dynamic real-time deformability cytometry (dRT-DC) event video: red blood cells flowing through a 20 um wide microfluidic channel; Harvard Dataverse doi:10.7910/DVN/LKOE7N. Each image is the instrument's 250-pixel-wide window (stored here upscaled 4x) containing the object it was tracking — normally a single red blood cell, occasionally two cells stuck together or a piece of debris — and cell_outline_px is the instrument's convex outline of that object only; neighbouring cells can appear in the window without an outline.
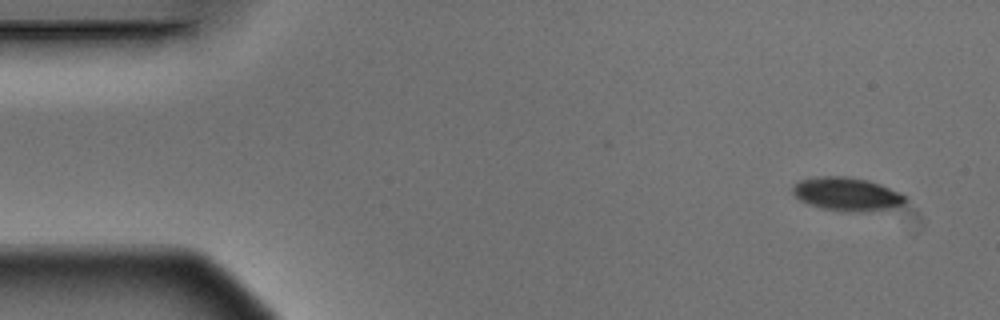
{"species": "Egyptian fruit bat (a non-hibernating species)", "species_latin": "Rousettus aegyptiacus", "temperature_condition": "warm", "stored_images_in_passage": 4, "camera_frame_rate_fps": 3000, "um_per_image_px": 0.085, "animal": {"sex": "male"}, "frame": {"image": 1, "passage_image": 1, "time_ms": 0.0, "image_size_px": [1000, 320], "cell_outline_px": [[908, 200], [904, 204], [896, 208], [860, 212], [820, 208], [808, 204], [800, 200], [792, 192], [792, 188], [800, 180], [820, 176], [848, 176], [868, 180], [880, 184], [908, 196]], "centroid_in_image_um": [72.04, 16.5], "position_along_channel_um": 13.0, "area_um2": 22.02}}
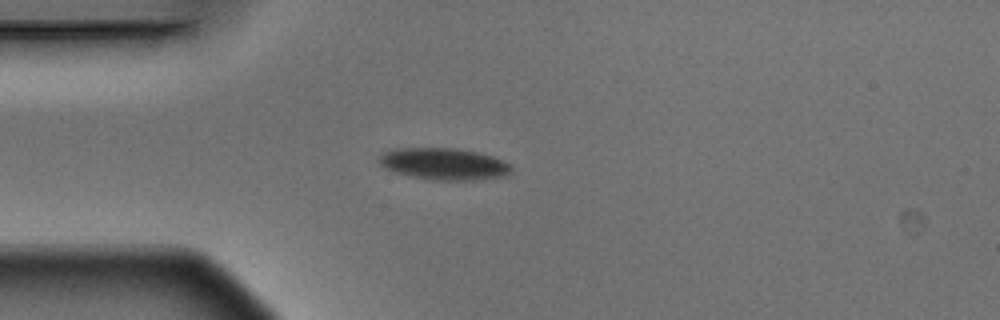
{"frame": {"image": 2, "passage_image": 4, "time_ms": 1.0, "image_size_px": [1000, 320], "cell_outline_px": [[512, 172], [508, 176], [472, 180], [436, 180], [408, 176], [384, 168], [380, 164], [380, 156], [384, 152], [396, 148], [456, 148], [476, 152], [492, 156], [504, 160], [512, 164]], "centroid_in_image_um": [37.79, 13.94], "position_along_channel_um": 47.2, "area_um2": 24.62}}